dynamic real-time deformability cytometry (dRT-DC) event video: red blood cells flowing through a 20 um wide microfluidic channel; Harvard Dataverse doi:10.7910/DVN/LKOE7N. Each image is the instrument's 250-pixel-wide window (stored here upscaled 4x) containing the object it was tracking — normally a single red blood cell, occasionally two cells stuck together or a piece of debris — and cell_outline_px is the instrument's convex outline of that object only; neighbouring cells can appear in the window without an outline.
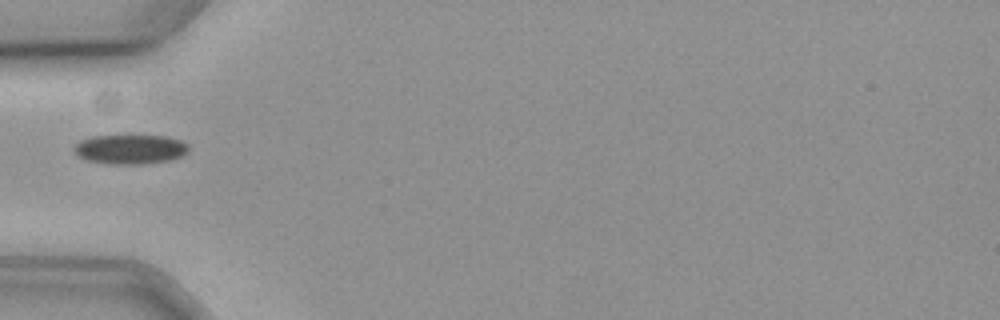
{"species": "common noctule bat (a hibernating species)", "species_latin": "Nyctalus noctula", "temperature_condition": "cold", "stored_images_in_passage": 39, "camera_frame_rate_fps": 3000, "um_per_image_px": 0.085, "animal": {"sex": "female", "body_mass_g": 19.3, "forearm_length_mm": 54.1}, "frame": {"image": 1, "passage_image": 1, "time_ms": 0.0, "image_size_px": [1000, 320], "cell_outline_px": [[188, 152], [180, 156], [168, 160], [140, 164], [108, 164], [88, 160], [80, 156], [72, 148], [80, 140], [92, 136], [168, 136], [180, 140], [188, 144]], "centroid_in_image_um": [11.07, 12.68], "position_along_channel_um": 73.9, "area_um2": 19.48}}
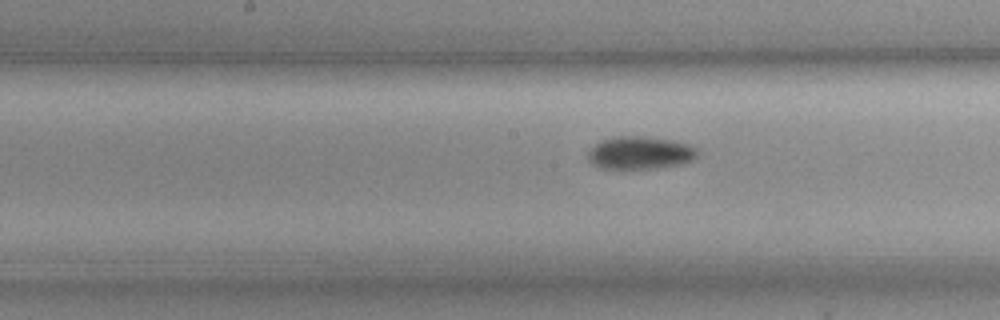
{"frame": {"image": 2, "passage_image": 11, "time_ms": 3.333, "image_size_px": [1000, 320], "cell_outline_px": [[696, 156], [692, 160], [676, 164], [656, 168], [600, 168], [592, 164], [588, 160], [588, 152], [600, 140], [616, 136], [644, 136], [672, 140], [688, 144], [696, 148]], "centroid_in_image_um": [54.36, 12.97], "position_along_channel_um": 193.8, "area_um2": 20.63}}
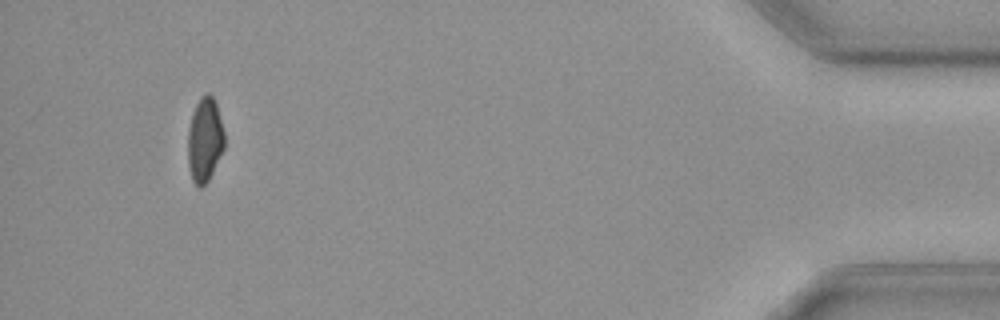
{"frame": {"image": 3, "passage_image": 36, "time_ms": 11.667, "image_size_px": [1000, 320], "cell_outline_px": [[224, 148], [208, 180], [200, 188], [192, 180], [188, 164], [188, 128], [192, 112], [200, 96], [208, 92], [212, 96], [216, 104], [224, 132]], "centroid_in_image_um": [17.39, 11.85], "position_along_channel_um": 417.8, "area_um2": 17.86}}